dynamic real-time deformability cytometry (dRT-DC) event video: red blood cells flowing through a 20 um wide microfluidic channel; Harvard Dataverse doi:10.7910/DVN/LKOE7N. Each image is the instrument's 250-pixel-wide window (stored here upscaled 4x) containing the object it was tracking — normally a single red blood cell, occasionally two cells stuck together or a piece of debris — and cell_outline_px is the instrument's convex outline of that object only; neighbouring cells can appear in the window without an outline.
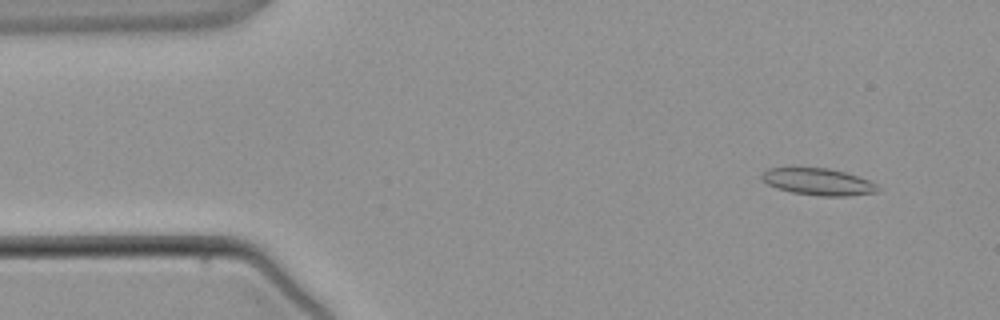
{"species": "common noctule bat (a hibernating species)", "species_latin": "Nyctalus noctula", "temperature_condition": "warm", "stored_images_in_passage": 3, "camera_frame_rate_fps": 3000, "um_per_image_px": 0.085, "animal": {"sex": "male", "body_mass_g": 21.5, "forearm_length_mm": 52.0}, "frame": {"image": 1, "passage_image": 1, "time_ms": 0.0, "image_size_px": [1000, 320], "cell_outline_px": [[880, 188], [876, 192], [848, 196], [820, 196], [792, 192], [776, 188], [760, 180], [760, 176], [768, 168], [828, 168], [844, 172], [868, 180], [876, 184]], "centroid_in_image_um": [69.52, 15.45], "position_along_channel_um": 15.5, "area_um2": 18.03}}